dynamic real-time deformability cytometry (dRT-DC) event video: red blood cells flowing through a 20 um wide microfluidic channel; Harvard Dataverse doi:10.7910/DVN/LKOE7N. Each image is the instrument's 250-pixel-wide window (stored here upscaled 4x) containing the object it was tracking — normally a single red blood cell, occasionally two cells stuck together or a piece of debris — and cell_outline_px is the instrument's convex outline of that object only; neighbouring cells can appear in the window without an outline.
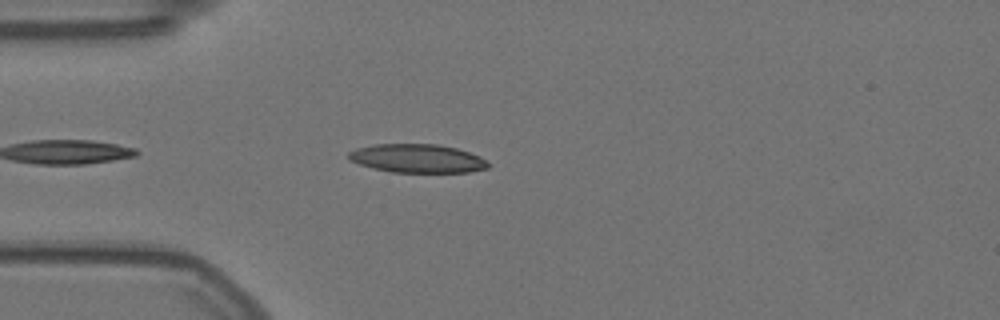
{"species": "Egyptian fruit bat (a non-hibernating species)", "species_latin": "Rousettus aegyptiacus", "temperature_condition": "warm", "stored_images_in_passage": 12, "camera_frame_rate_fps": 3000, "um_per_image_px": 0.085, "animal": {"sex": "female"}, "frame": {"image": 1, "passage_image": 4, "time_ms": 1.0, "image_size_px": [1000, 320], "cell_outline_px": [[492, 164], [488, 168], [468, 172], [392, 172], [372, 168], [360, 164], [352, 160], [348, 156], [348, 152], [356, 148], [372, 144], [436, 144], [456, 148], [480, 156]], "centroid_in_image_um": [35.49, 13.46], "position_along_channel_um": 49.5, "area_um2": 23.24}}